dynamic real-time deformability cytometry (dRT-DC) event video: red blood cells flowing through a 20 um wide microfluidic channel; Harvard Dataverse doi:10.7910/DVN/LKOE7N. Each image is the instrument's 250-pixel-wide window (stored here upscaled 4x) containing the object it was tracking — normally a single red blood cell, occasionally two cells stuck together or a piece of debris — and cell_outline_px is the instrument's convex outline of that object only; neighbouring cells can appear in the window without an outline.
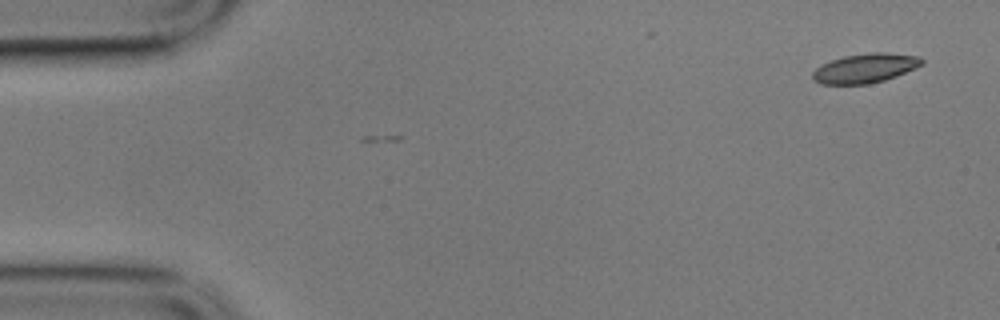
{"species": "common noctule bat (a hibernating species)", "species_latin": "Nyctalus noctula", "temperature_condition": "cold", "stored_images_in_passage": 5, "segment_of_instrument_passage": [2, 2], "camera_frame_rate_fps": 3000, "um_per_image_px": 0.085, "animal": {"sex": "male", "body_mass_g": 17.9}, "frame": {"image": 1, "passage_image": 5, "time_ms": 1.333, "image_size_px": [1000, 320], "cell_outline_px": [[924, 64], [896, 76], [884, 80], [868, 84], [820, 84], [812, 76], [812, 72], [816, 68], [832, 60], [844, 56], [872, 52], [884, 52], [920, 56], [924, 60]], "centroid_in_image_um": [73.58, 5.79], "position_along_channel_um": 11.4, "area_um2": 18.55}}